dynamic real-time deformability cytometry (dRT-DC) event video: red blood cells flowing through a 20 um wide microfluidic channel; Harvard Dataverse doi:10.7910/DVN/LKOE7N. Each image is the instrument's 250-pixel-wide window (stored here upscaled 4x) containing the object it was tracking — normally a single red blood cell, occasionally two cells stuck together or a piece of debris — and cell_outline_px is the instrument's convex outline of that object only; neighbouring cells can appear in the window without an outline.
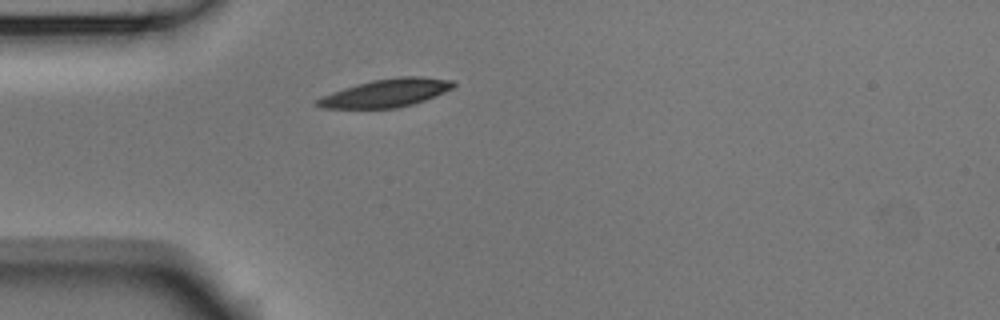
{"species": "Egyptian fruit bat (a non-hibernating species)", "species_latin": "Rousettus aegyptiacus", "temperature_condition": "room temperature", "stored_images_in_passage": 40, "camera_frame_rate_fps": 3000, "um_per_image_px": 0.085, "animal": {"sex": "male"}, "frame": {"image": 1, "passage_image": 1, "time_ms": 0.0, "image_size_px": [1000, 320], "cell_outline_px": [[456, 84], [452, 88], [436, 96], [412, 104], [396, 108], [320, 108], [316, 104], [316, 100], [332, 92], [356, 84], [372, 80], [396, 76], [420, 76], [452, 80]], "centroid_in_image_um": [32.84, 7.89], "position_along_channel_um": 52.2, "area_um2": 22.14}}
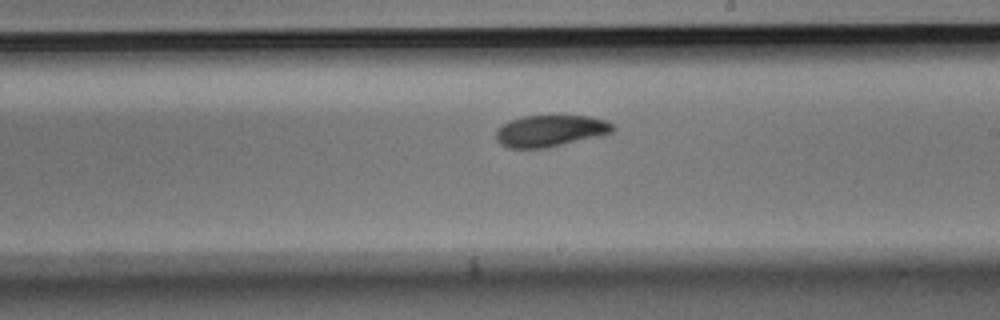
{"frame": {"image": 2, "passage_image": 17, "time_ms": 5.333, "image_size_px": [1000, 320], "cell_outline_px": [[616, 128], [612, 132], [604, 136], [544, 148], [508, 148], [500, 144], [496, 140], [496, 128], [508, 120], [524, 116], [592, 116], [604, 120], [612, 124]], "centroid_in_image_um": [46.78, 11.13], "position_along_channel_um": 242.2, "area_um2": 21.79}}
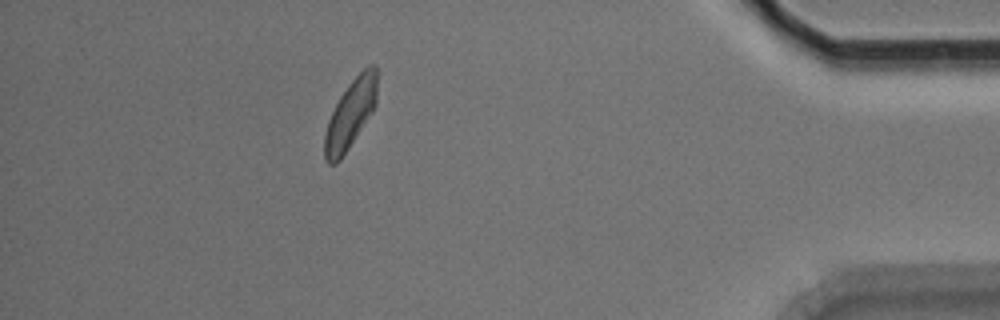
{"frame": {"image": 3, "passage_image": 34, "time_ms": 11.0, "image_size_px": [1000, 320], "cell_outline_px": [[376, 104], [372, 112], [340, 160], [336, 164], [328, 164], [324, 160], [324, 136], [328, 120], [340, 96], [348, 84], [368, 64], [376, 64]], "centroid_in_image_um": [29.77, 9.7], "position_along_channel_um": 405.4, "area_um2": 20.75}, "authors_computed_cell_mechanics": {"area_um2": 21.5016, "velocity_mm_per_s": 3.7177, "shape_relaxation_time_tau1_ms": 3.8199, "shape_relaxation_time_tau2_ms": 4.0328, "deformation_change_tau1": 0.1171, "deformation_change_tau2": 0.0902}}